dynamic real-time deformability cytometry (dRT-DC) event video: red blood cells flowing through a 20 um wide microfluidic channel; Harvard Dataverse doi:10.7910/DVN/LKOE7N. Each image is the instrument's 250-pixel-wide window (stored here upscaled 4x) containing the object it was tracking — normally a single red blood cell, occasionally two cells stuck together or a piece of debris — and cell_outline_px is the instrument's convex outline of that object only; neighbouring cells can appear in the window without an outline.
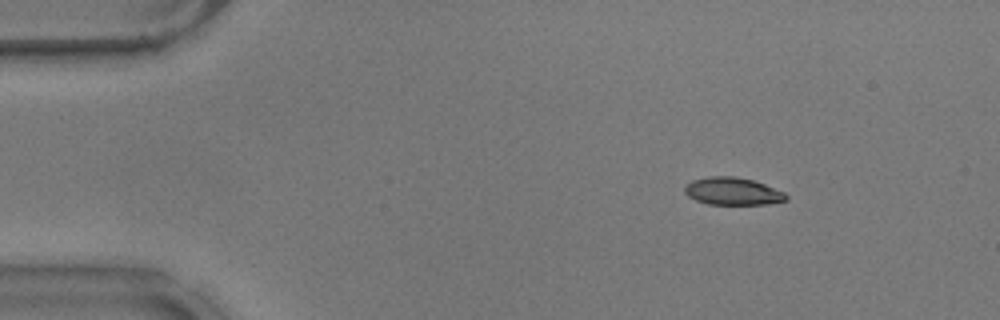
{"species": "common noctule bat (a hibernating species)", "species_latin": "Nyctalus noctula", "temperature_condition": "warm", "stored_images_in_passage": 49, "camera_frame_rate_fps": 3000, "um_per_image_px": 0.085, "animal": {"sex": "male", "body_mass_g": 17.9}, "frame": {"image": 1, "passage_image": 2, "time_ms": 0.333, "image_size_px": [1000, 320], "cell_outline_px": [[788, 200], [768, 204], [708, 204], [696, 200], [688, 196], [684, 192], [684, 184], [692, 180], [708, 176], [736, 176], [752, 180], [764, 184], [784, 192], [788, 196]], "centroid_in_image_um": [62.25, 16.25], "position_along_channel_um": 22.7, "area_um2": 16.36}}
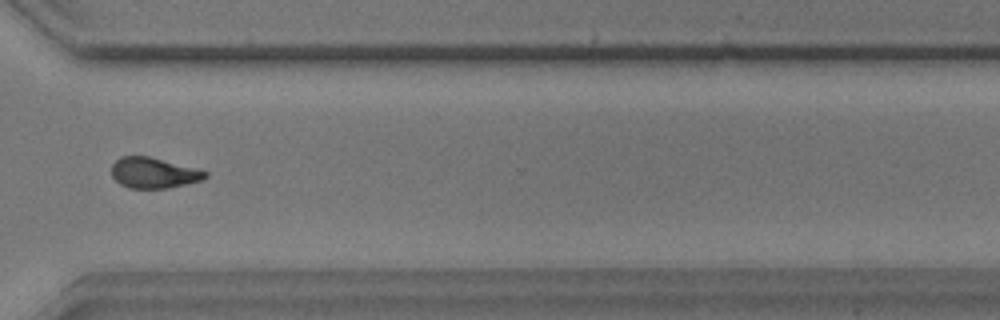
{"frame": {"image": 2, "passage_image": 35, "time_ms": 11.333, "image_size_px": [1000, 320], "cell_outline_px": [[208, 176], [204, 180], [168, 188], [128, 188], [120, 184], [112, 176], [112, 164], [120, 156], [148, 156], [196, 168], [208, 172]], "centroid_in_image_um": [13.07, 14.7], "position_along_channel_um": 357.5, "area_um2": 16.76}}
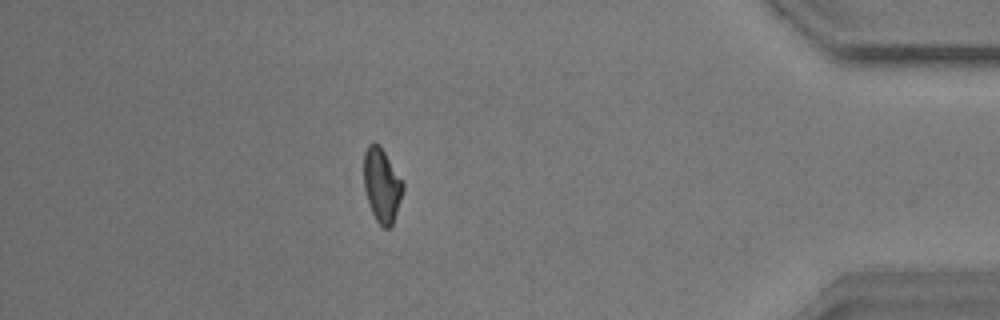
{"frame": {"image": 3, "passage_image": 42, "time_ms": 13.667, "image_size_px": [1000, 320], "cell_outline_px": [[404, 188], [392, 224], [388, 228], [384, 228], [376, 220], [372, 212], [364, 188], [364, 152], [368, 144], [372, 140], [380, 144], [404, 184]], "centroid_in_image_um": [32.44, 15.68], "position_along_channel_um": 402.8, "area_um2": 16.7}, "authors_computed_cell_mechanics": {"area_um2": 17.051, "velocity_mm_per_s": 3.7388, "shape_relaxation_time_tau1_ms": 4.5557, "shape_relaxation_time_tau2_ms": 3.8246, "deformation_change_tau1": 0.1457, "deformation_change_tau2": 0.0994}}